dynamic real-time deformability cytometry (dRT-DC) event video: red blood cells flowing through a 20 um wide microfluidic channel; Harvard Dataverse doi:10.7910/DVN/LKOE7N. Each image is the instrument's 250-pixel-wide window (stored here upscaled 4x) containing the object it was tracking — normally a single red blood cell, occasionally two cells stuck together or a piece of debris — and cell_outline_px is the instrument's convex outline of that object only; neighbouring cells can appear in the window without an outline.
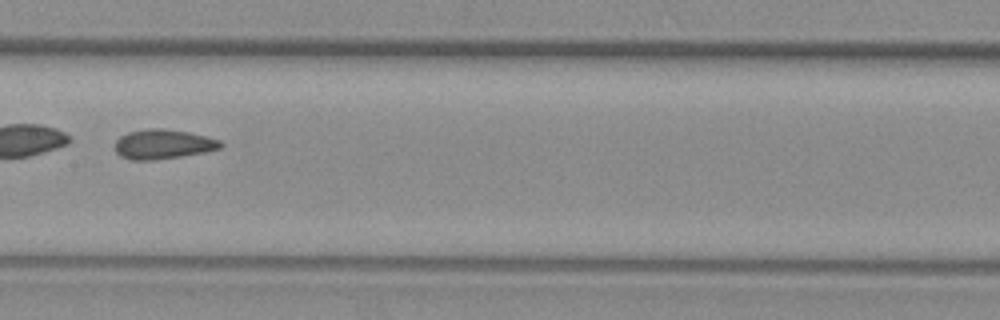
{"species": "common noctule bat (a hibernating species)", "species_latin": "Nyctalus noctula", "temperature_condition": "warm", "stored_images_in_passage": 56, "camera_frame_rate_fps": 3000, "um_per_image_px": 0.085, "animal": {"sex": "female", "body_mass_g": 29.2, "forearm_length_mm": 56.3}, "frame": {"image": 1, "passage_image": 29, "time_ms": 9.333, "image_size_px": [1000, 320], "cell_outline_px": [[224, 144], [220, 148], [204, 152], [180, 156], [152, 160], [132, 160], [120, 156], [116, 152], [116, 140], [120, 136], [128, 132], [148, 128], [164, 128], [188, 132], [220, 140]], "centroid_in_image_um": [13.85, 12.25], "position_along_channel_um": 193.6, "area_um2": 18.09}}
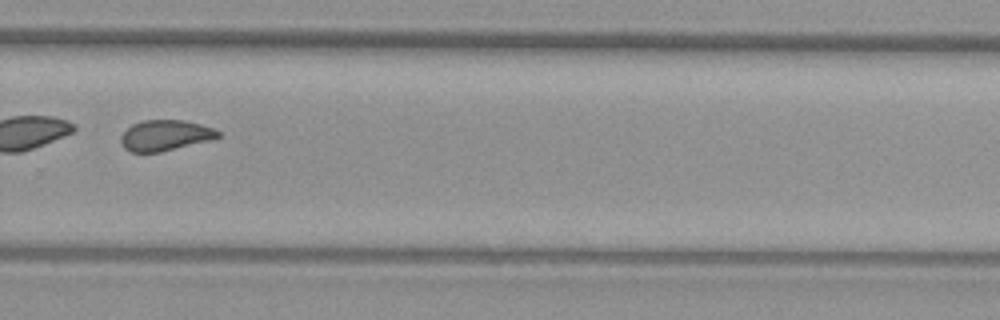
{"frame": {"image": 2, "passage_image": 39, "time_ms": 12.667, "image_size_px": [1000, 320], "cell_outline_px": [[220, 136], [212, 140], [160, 152], [132, 152], [124, 148], [120, 140], [120, 136], [132, 124], [140, 120], [184, 120], [200, 124], [212, 128], [220, 132]], "centroid_in_image_um": [14.03, 11.5], "position_along_channel_um": 315.8, "area_um2": 17.4}}